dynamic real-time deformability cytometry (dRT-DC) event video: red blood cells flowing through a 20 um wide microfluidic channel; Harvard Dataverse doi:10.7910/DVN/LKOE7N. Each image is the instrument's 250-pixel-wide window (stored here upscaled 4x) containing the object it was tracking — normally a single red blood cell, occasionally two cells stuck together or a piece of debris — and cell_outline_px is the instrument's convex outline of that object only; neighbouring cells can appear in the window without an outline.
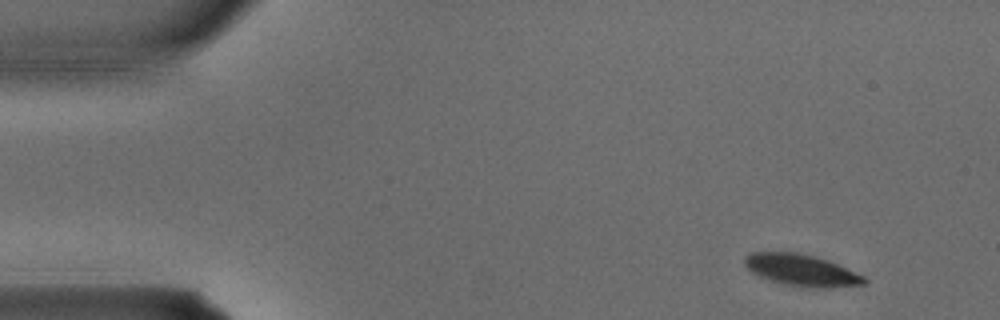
{"species": "common noctule bat (a hibernating species)", "species_latin": "Nyctalus noctula", "temperature_condition": "warm", "stored_images_in_passage": 4, "segment_of_instrument_passage": [1, 2], "camera_frame_rate_fps": 3000, "um_per_image_px": 0.085, "animal": {"sex": "male", "body_mass_g": 15.6}, "frame": {"image": 1, "passage_image": 1, "time_ms": 0.0, "image_size_px": [1000, 320], "cell_outline_px": [[868, 280], [864, 284], [828, 288], [800, 288], [772, 280], [760, 276], [752, 272], [744, 264], [744, 256], [752, 252], [796, 252], [828, 260], [864, 276]], "centroid_in_image_um": [68.13, 22.97], "position_along_channel_um": 16.9, "area_um2": 21.96}}
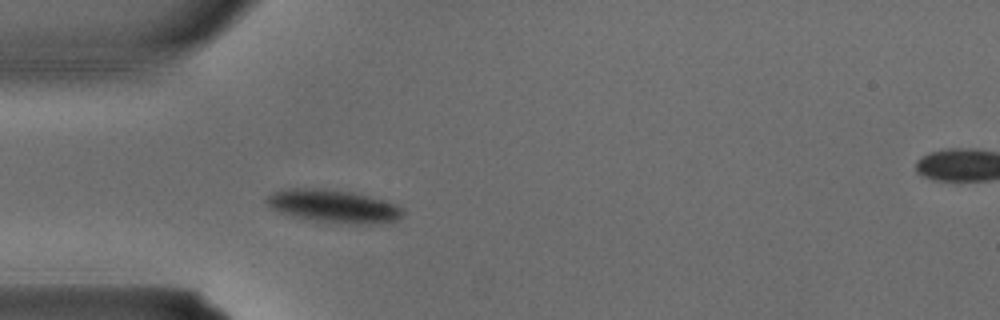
{"frame": {"image": 2, "passage_image": 3, "time_ms": 0.667, "image_size_px": [1000, 320], "cell_outline_px": [[404, 212], [396, 220], [368, 224], [316, 220], [296, 216], [280, 212], [272, 208], [264, 200], [272, 192], [280, 188], [328, 188], [352, 192], [384, 200], [396, 204], [404, 208]], "centroid_in_image_um": [28.33, 17.48], "position_along_channel_um": 56.7, "area_um2": 25.78}}